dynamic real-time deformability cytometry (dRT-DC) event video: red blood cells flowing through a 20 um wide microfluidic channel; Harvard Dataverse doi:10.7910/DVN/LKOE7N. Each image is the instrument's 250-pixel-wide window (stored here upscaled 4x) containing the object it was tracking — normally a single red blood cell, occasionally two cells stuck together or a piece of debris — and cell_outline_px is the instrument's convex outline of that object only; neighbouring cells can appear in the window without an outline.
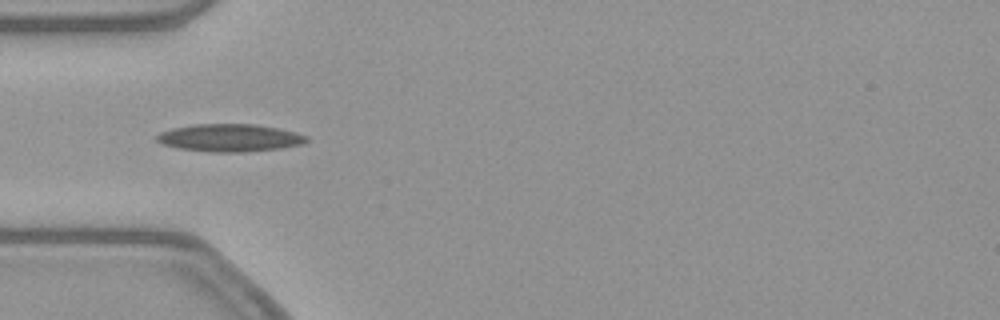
{"species": "common noctule bat (a hibernating species)", "species_latin": "Nyctalus noctula", "temperature_condition": "warm", "stored_images_in_passage": 9, "camera_frame_rate_fps": 3000, "um_per_image_px": 0.085, "animal": {"sex": "female", "body_mass_g": 21.9}, "frame": {"image": 1, "passage_image": 2, "time_ms": 0.333, "image_size_px": [1000, 320], "cell_outline_px": [[308, 140], [304, 144], [280, 148], [244, 152], [212, 152], [180, 148], [164, 144], [156, 140], [156, 136], [160, 132], [172, 128], [192, 124], [256, 124], [280, 128], [296, 132], [308, 136]], "centroid_in_image_um": [19.57, 11.7], "position_along_channel_um": 65.4, "area_um2": 24.16}}